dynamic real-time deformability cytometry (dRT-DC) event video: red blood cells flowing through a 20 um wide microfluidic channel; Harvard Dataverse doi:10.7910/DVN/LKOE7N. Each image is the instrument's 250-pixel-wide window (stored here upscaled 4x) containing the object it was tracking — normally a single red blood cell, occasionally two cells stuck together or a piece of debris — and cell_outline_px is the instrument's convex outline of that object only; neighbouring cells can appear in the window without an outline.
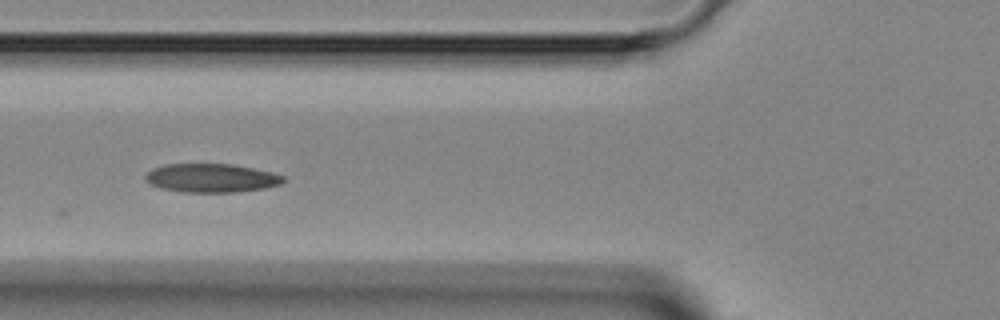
{"species": "Egyptian fruit bat (a non-hibernating species)", "species_latin": "Rousettus aegyptiacus", "temperature_condition": "room temperature", "stored_images_in_passage": 7, "camera_frame_rate_fps": 3000, "um_per_image_px": 0.085, "animal": {"sex": "female"}, "frame": {"image": 1, "passage_image": 6, "time_ms": 5.667, "image_size_px": [1000, 320], "cell_outline_px": [[284, 180], [280, 184], [264, 188], [236, 192], [184, 192], [160, 188], [144, 180], [144, 176], [152, 168], [164, 164], [232, 164], [272, 172], [284, 176]], "centroid_in_image_um": [17.93, 15.13], "position_along_channel_um": 107.9, "area_um2": 23.0}}